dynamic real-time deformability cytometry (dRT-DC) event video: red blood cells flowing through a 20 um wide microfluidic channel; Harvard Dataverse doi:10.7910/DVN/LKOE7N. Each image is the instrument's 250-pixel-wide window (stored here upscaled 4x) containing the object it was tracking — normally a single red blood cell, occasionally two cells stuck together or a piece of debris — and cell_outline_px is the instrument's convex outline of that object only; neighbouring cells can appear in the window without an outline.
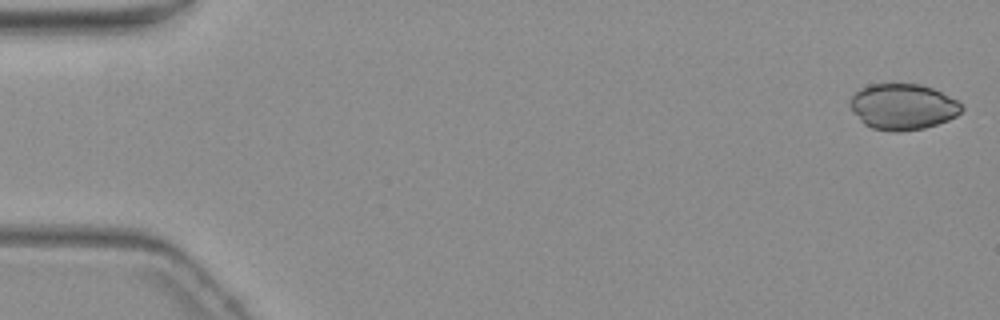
{"species": "common noctule bat (a hibernating species)", "species_latin": "Nyctalus noctula", "temperature_condition": "warm", "stored_images_in_passage": 4, "camera_frame_rate_fps": 3000, "um_per_image_px": 0.085, "animal": {"sex": "female", "body_mass_g": 19.3, "forearm_length_mm": 54.1}, "frame": {"image": 1, "passage_image": 1, "time_ms": 0.0, "image_size_px": [1000, 320], "cell_outline_px": [[964, 108], [956, 116], [948, 120], [924, 128], [900, 132], [892, 132], [872, 128], [864, 124], [860, 120], [848, 104], [848, 100], [860, 88], [868, 84], [920, 84], [932, 88], [956, 100]], "centroid_in_image_um": [76.7, 9.07], "position_along_channel_um": 8.3, "area_um2": 29.82}}